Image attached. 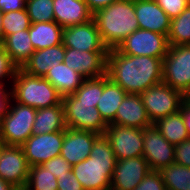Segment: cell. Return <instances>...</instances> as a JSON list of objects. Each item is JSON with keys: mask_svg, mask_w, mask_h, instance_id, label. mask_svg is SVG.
<instances>
[{"mask_svg": "<svg viewBox=\"0 0 190 190\" xmlns=\"http://www.w3.org/2000/svg\"><path fill=\"white\" fill-rule=\"evenodd\" d=\"M163 59L149 56H131L116 48L107 55L106 75L128 94H141L150 86L163 81Z\"/></svg>", "mask_w": 190, "mask_h": 190, "instance_id": "1", "label": "cell"}, {"mask_svg": "<svg viewBox=\"0 0 190 190\" xmlns=\"http://www.w3.org/2000/svg\"><path fill=\"white\" fill-rule=\"evenodd\" d=\"M116 157L105 134L99 135L90 156L72 166V172L84 190H110Z\"/></svg>", "mask_w": 190, "mask_h": 190, "instance_id": "2", "label": "cell"}, {"mask_svg": "<svg viewBox=\"0 0 190 190\" xmlns=\"http://www.w3.org/2000/svg\"><path fill=\"white\" fill-rule=\"evenodd\" d=\"M93 18L104 45L110 49L139 29L135 13V0H117L97 10Z\"/></svg>", "mask_w": 190, "mask_h": 190, "instance_id": "3", "label": "cell"}, {"mask_svg": "<svg viewBox=\"0 0 190 190\" xmlns=\"http://www.w3.org/2000/svg\"><path fill=\"white\" fill-rule=\"evenodd\" d=\"M11 88L15 102L34 109L62 105V96L46 78L29 75L21 68L17 70Z\"/></svg>", "mask_w": 190, "mask_h": 190, "instance_id": "4", "label": "cell"}, {"mask_svg": "<svg viewBox=\"0 0 190 190\" xmlns=\"http://www.w3.org/2000/svg\"><path fill=\"white\" fill-rule=\"evenodd\" d=\"M36 110L12 100L8 114L0 123V143L21 146L33 134Z\"/></svg>", "mask_w": 190, "mask_h": 190, "instance_id": "5", "label": "cell"}, {"mask_svg": "<svg viewBox=\"0 0 190 190\" xmlns=\"http://www.w3.org/2000/svg\"><path fill=\"white\" fill-rule=\"evenodd\" d=\"M62 105L67 128L105 134L108 125L94 107V103L81 102L70 94L62 97Z\"/></svg>", "mask_w": 190, "mask_h": 190, "instance_id": "6", "label": "cell"}, {"mask_svg": "<svg viewBox=\"0 0 190 190\" xmlns=\"http://www.w3.org/2000/svg\"><path fill=\"white\" fill-rule=\"evenodd\" d=\"M152 124L160 118L179 111L185 96L163 81L150 86L140 94Z\"/></svg>", "mask_w": 190, "mask_h": 190, "instance_id": "7", "label": "cell"}, {"mask_svg": "<svg viewBox=\"0 0 190 190\" xmlns=\"http://www.w3.org/2000/svg\"><path fill=\"white\" fill-rule=\"evenodd\" d=\"M163 82L184 96L190 93V45L169 46L163 59Z\"/></svg>", "mask_w": 190, "mask_h": 190, "instance_id": "8", "label": "cell"}, {"mask_svg": "<svg viewBox=\"0 0 190 190\" xmlns=\"http://www.w3.org/2000/svg\"><path fill=\"white\" fill-rule=\"evenodd\" d=\"M116 49L125 55L164 59L169 49V44L166 35L137 29L125 38Z\"/></svg>", "mask_w": 190, "mask_h": 190, "instance_id": "9", "label": "cell"}, {"mask_svg": "<svg viewBox=\"0 0 190 190\" xmlns=\"http://www.w3.org/2000/svg\"><path fill=\"white\" fill-rule=\"evenodd\" d=\"M105 136L117 160L143 156V129L109 124Z\"/></svg>", "mask_w": 190, "mask_h": 190, "instance_id": "10", "label": "cell"}, {"mask_svg": "<svg viewBox=\"0 0 190 190\" xmlns=\"http://www.w3.org/2000/svg\"><path fill=\"white\" fill-rule=\"evenodd\" d=\"M64 131L32 134L21 148L29 166L41 165L61 153Z\"/></svg>", "mask_w": 190, "mask_h": 190, "instance_id": "11", "label": "cell"}, {"mask_svg": "<svg viewBox=\"0 0 190 190\" xmlns=\"http://www.w3.org/2000/svg\"><path fill=\"white\" fill-rule=\"evenodd\" d=\"M143 157L151 170L159 171L175 162V145L168 142L152 124L143 128Z\"/></svg>", "mask_w": 190, "mask_h": 190, "instance_id": "12", "label": "cell"}, {"mask_svg": "<svg viewBox=\"0 0 190 190\" xmlns=\"http://www.w3.org/2000/svg\"><path fill=\"white\" fill-rule=\"evenodd\" d=\"M29 164L21 146L0 143V178L15 188H24Z\"/></svg>", "mask_w": 190, "mask_h": 190, "instance_id": "13", "label": "cell"}, {"mask_svg": "<svg viewBox=\"0 0 190 190\" xmlns=\"http://www.w3.org/2000/svg\"><path fill=\"white\" fill-rule=\"evenodd\" d=\"M62 44L81 51H109L104 45L95 19L63 29Z\"/></svg>", "mask_w": 190, "mask_h": 190, "instance_id": "14", "label": "cell"}, {"mask_svg": "<svg viewBox=\"0 0 190 190\" xmlns=\"http://www.w3.org/2000/svg\"><path fill=\"white\" fill-rule=\"evenodd\" d=\"M108 51H79L65 47L64 64L79 72L84 78L106 75Z\"/></svg>", "mask_w": 190, "mask_h": 190, "instance_id": "15", "label": "cell"}, {"mask_svg": "<svg viewBox=\"0 0 190 190\" xmlns=\"http://www.w3.org/2000/svg\"><path fill=\"white\" fill-rule=\"evenodd\" d=\"M149 171L143 156L116 160L110 190H134Z\"/></svg>", "mask_w": 190, "mask_h": 190, "instance_id": "16", "label": "cell"}, {"mask_svg": "<svg viewBox=\"0 0 190 190\" xmlns=\"http://www.w3.org/2000/svg\"><path fill=\"white\" fill-rule=\"evenodd\" d=\"M98 136L99 134L91 131L66 128L60 155L73 166L90 156Z\"/></svg>", "mask_w": 190, "mask_h": 190, "instance_id": "17", "label": "cell"}, {"mask_svg": "<svg viewBox=\"0 0 190 190\" xmlns=\"http://www.w3.org/2000/svg\"><path fill=\"white\" fill-rule=\"evenodd\" d=\"M139 29L168 36L171 18L154 0H135Z\"/></svg>", "mask_w": 190, "mask_h": 190, "instance_id": "18", "label": "cell"}, {"mask_svg": "<svg viewBox=\"0 0 190 190\" xmlns=\"http://www.w3.org/2000/svg\"><path fill=\"white\" fill-rule=\"evenodd\" d=\"M113 124L143 129L152 125L140 94H127L118 107Z\"/></svg>", "mask_w": 190, "mask_h": 190, "instance_id": "19", "label": "cell"}, {"mask_svg": "<svg viewBox=\"0 0 190 190\" xmlns=\"http://www.w3.org/2000/svg\"><path fill=\"white\" fill-rule=\"evenodd\" d=\"M54 21L61 27L85 23L93 18L84 0H53Z\"/></svg>", "mask_w": 190, "mask_h": 190, "instance_id": "20", "label": "cell"}, {"mask_svg": "<svg viewBox=\"0 0 190 190\" xmlns=\"http://www.w3.org/2000/svg\"><path fill=\"white\" fill-rule=\"evenodd\" d=\"M64 56L63 44L35 50L21 69L29 75L44 77L51 68L63 62Z\"/></svg>", "mask_w": 190, "mask_h": 190, "instance_id": "21", "label": "cell"}, {"mask_svg": "<svg viewBox=\"0 0 190 190\" xmlns=\"http://www.w3.org/2000/svg\"><path fill=\"white\" fill-rule=\"evenodd\" d=\"M127 94L120 85L111 81L107 75L103 76V93L96 108L107 125L115 122L118 107Z\"/></svg>", "mask_w": 190, "mask_h": 190, "instance_id": "22", "label": "cell"}, {"mask_svg": "<svg viewBox=\"0 0 190 190\" xmlns=\"http://www.w3.org/2000/svg\"><path fill=\"white\" fill-rule=\"evenodd\" d=\"M44 78L55 87L62 97L73 94L86 79L79 72L65 65L64 62L51 68Z\"/></svg>", "mask_w": 190, "mask_h": 190, "instance_id": "23", "label": "cell"}, {"mask_svg": "<svg viewBox=\"0 0 190 190\" xmlns=\"http://www.w3.org/2000/svg\"><path fill=\"white\" fill-rule=\"evenodd\" d=\"M0 45L10 55L18 68H22L35 51L29 36V29L8 35Z\"/></svg>", "mask_w": 190, "mask_h": 190, "instance_id": "24", "label": "cell"}, {"mask_svg": "<svg viewBox=\"0 0 190 190\" xmlns=\"http://www.w3.org/2000/svg\"><path fill=\"white\" fill-rule=\"evenodd\" d=\"M63 29L55 21L31 24L29 27V36L34 50L62 44Z\"/></svg>", "mask_w": 190, "mask_h": 190, "instance_id": "25", "label": "cell"}, {"mask_svg": "<svg viewBox=\"0 0 190 190\" xmlns=\"http://www.w3.org/2000/svg\"><path fill=\"white\" fill-rule=\"evenodd\" d=\"M66 128L63 105H54L36 110L33 134L65 131Z\"/></svg>", "mask_w": 190, "mask_h": 190, "instance_id": "26", "label": "cell"}, {"mask_svg": "<svg viewBox=\"0 0 190 190\" xmlns=\"http://www.w3.org/2000/svg\"><path fill=\"white\" fill-rule=\"evenodd\" d=\"M153 125L161 132L163 137L172 145H178L189 139L186 126L180 111L160 118Z\"/></svg>", "mask_w": 190, "mask_h": 190, "instance_id": "27", "label": "cell"}, {"mask_svg": "<svg viewBox=\"0 0 190 190\" xmlns=\"http://www.w3.org/2000/svg\"><path fill=\"white\" fill-rule=\"evenodd\" d=\"M167 38L169 46L190 45V4L171 19Z\"/></svg>", "mask_w": 190, "mask_h": 190, "instance_id": "28", "label": "cell"}, {"mask_svg": "<svg viewBox=\"0 0 190 190\" xmlns=\"http://www.w3.org/2000/svg\"><path fill=\"white\" fill-rule=\"evenodd\" d=\"M168 190H188L190 187V168L174 162L159 170Z\"/></svg>", "mask_w": 190, "mask_h": 190, "instance_id": "29", "label": "cell"}, {"mask_svg": "<svg viewBox=\"0 0 190 190\" xmlns=\"http://www.w3.org/2000/svg\"><path fill=\"white\" fill-rule=\"evenodd\" d=\"M25 190H57V178L42 165L29 168Z\"/></svg>", "mask_w": 190, "mask_h": 190, "instance_id": "30", "label": "cell"}, {"mask_svg": "<svg viewBox=\"0 0 190 190\" xmlns=\"http://www.w3.org/2000/svg\"><path fill=\"white\" fill-rule=\"evenodd\" d=\"M31 24L32 23L30 21L26 8L23 10L3 13L2 16L3 40L8 35H11L21 30H28Z\"/></svg>", "mask_w": 190, "mask_h": 190, "instance_id": "31", "label": "cell"}, {"mask_svg": "<svg viewBox=\"0 0 190 190\" xmlns=\"http://www.w3.org/2000/svg\"><path fill=\"white\" fill-rule=\"evenodd\" d=\"M102 93L103 76L85 79L82 85L72 95L81 102L94 103V107H97Z\"/></svg>", "mask_w": 190, "mask_h": 190, "instance_id": "32", "label": "cell"}, {"mask_svg": "<svg viewBox=\"0 0 190 190\" xmlns=\"http://www.w3.org/2000/svg\"><path fill=\"white\" fill-rule=\"evenodd\" d=\"M25 8L32 24L54 21L53 0H27Z\"/></svg>", "mask_w": 190, "mask_h": 190, "instance_id": "33", "label": "cell"}, {"mask_svg": "<svg viewBox=\"0 0 190 190\" xmlns=\"http://www.w3.org/2000/svg\"><path fill=\"white\" fill-rule=\"evenodd\" d=\"M18 66L12 61L10 55L0 45V82L10 81L11 85L16 76ZM8 78V80H6Z\"/></svg>", "mask_w": 190, "mask_h": 190, "instance_id": "34", "label": "cell"}, {"mask_svg": "<svg viewBox=\"0 0 190 190\" xmlns=\"http://www.w3.org/2000/svg\"><path fill=\"white\" fill-rule=\"evenodd\" d=\"M134 190H166L159 171L151 170Z\"/></svg>", "mask_w": 190, "mask_h": 190, "instance_id": "35", "label": "cell"}, {"mask_svg": "<svg viewBox=\"0 0 190 190\" xmlns=\"http://www.w3.org/2000/svg\"><path fill=\"white\" fill-rule=\"evenodd\" d=\"M41 165L48 169L56 178H61L65 175V172L72 170V166L61 155L55 156Z\"/></svg>", "mask_w": 190, "mask_h": 190, "instance_id": "36", "label": "cell"}, {"mask_svg": "<svg viewBox=\"0 0 190 190\" xmlns=\"http://www.w3.org/2000/svg\"><path fill=\"white\" fill-rule=\"evenodd\" d=\"M171 18L177 17L189 4L190 0H154Z\"/></svg>", "mask_w": 190, "mask_h": 190, "instance_id": "37", "label": "cell"}, {"mask_svg": "<svg viewBox=\"0 0 190 190\" xmlns=\"http://www.w3.org/2000/svg\"><path fill=\"white\" fill-rule=\"evenodd\" d=\"M9 88L6 82H0V123L2 122L3 118L8 114L11 102L13 100L12 88L11 86Z\"/></svg>", "mask_w": 190, "mask_h": 190, "instance_id": "38", "label": "cell"}, {"mask_svg": "<svg viewBox=\"0 0 190 190\" xmlns=\"http://www.w3.org/2000/svg\"><path fill=\"white\" fill-rule=\"evenodd\" d=\"M175 162L190 168V139L175 145Z\"/></svg>", "mask_w": 190, "mask_h": 190, "instance_id": "39", "label": "cell"}, {"mask_svg": "<svg viewBox=\"0 0 190 190\" xmlns=\"http://www.w3.org/2000/svg\"><path fill=\"white\" fill-rule=\"evenodd\" d=\"M57 186V190H84L72 171L65 172V175L57 178Z\"/></svg>", "mask_w": 190, "mask_h": 190, "instance_id": "40", "label": "cell"}, {"mask_svg": "<svg viewBox=\"0 0 190 190\" xmlns=\"http://www.w3.org/2000/svg\"><path fill=\"white\" fill-rule=\"evenodd\" d=\"M27 0H0V10L3 13L25 9Z\"/></svg>", "mask_w": 190, "mask_h": 190, "instance_id": "41", "label": "cell"}, {"mask_svg": "<svg viewBox=\"0 0 190 190\" xmlns=\"http://www.w3.org/2000/svg\"><path fill=\"white\" fill-rule=\"evenodd\" d=\"M179 111L182 114L183 122L186 126V130L190 139V102L186 98H184L182 101Z\"/></svg>", "mask_w": 190, "mask_h": 190, "instance_id": "42", "label": "cell"}, {"mask_svg": "<svg viewBox=\"0 0 190 190\" xmlns=\"http://www.w3.org/2000/svg\"><path fill=\"white\" fill-rule=\"evenodd\" d=\"M88 9L94 14L97 10L104 8L117 0H84Z\"/></svg>", "mask_w": 190, "mask_h": 190, "instance_id": "43", "label": "cell"}, {"mask_svg": "<svg viewBox=\"0 0 190 190\" xmlns=\"http://www.w3.org/2000/svg\"><path fill=\"white\" fill-rule=\"evenodd\" d=\"M15 187H13L11 184L5 182L3 179L0 178V190H14Z\"/></svg>", "mask_w": 190, "mask_h": 190, "instance_id": "44", "label": "cell"}, {"mask_svg": "<svg viewBox=\"0 0 190 190\" xmlns=\"http://www.w3.org/2000/svg\"><path fill=\"white\" fill-rule=\"evenodd\" d=\"M2 16L3 12L0 10V43L3 41Z\"/></svg>", "mask_w": 190, "mask_h": 190, "instance_id": "45", "label": "cell"}, {"mask_svg": "<svg viewBox=\"0 0 190 190\" xmlns=\"http://www.w3.org/2000/svg\"><path fill=\"white\" fill-rule=\"evenodd\" d=\"M185 98L190 102V93L185 96Z\"/></svg>", "mask_w": 190, "mask_h": 190, "instance_id": "46", "label": "cell"}, {"mask_svg": "<svg viewBox=\"0 0 190 190\" xmlns=\"http://www.w3.org/2000/svg\"><path fill=\"white\" fill-rule=\"evenodd\" d=\"M14 190H25L24 188H15Z\"/></svg>", "mask_w": 190, "mask_h": 190, "instance_id": "47", "label": "cell"}]
</instances>
